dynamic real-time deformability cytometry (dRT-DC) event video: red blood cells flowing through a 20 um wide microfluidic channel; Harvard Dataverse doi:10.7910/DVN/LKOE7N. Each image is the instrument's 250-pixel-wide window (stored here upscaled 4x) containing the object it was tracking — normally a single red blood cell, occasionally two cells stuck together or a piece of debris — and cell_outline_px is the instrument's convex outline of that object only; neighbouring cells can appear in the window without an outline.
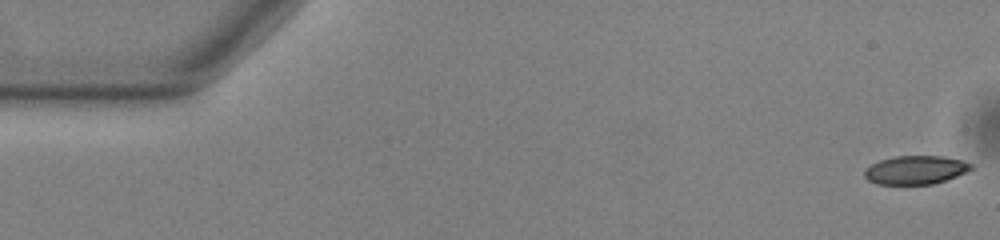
{"species": "common noctule bat (a hibernating species)", "species_latin": "Nyctalus noctula", "temperature_condition": "warm", "stored_images_in_passage": 53, "camera_frame_rate_fps": 3000, "um_per_image_px": 0.085, "animal": {"sex": "male", "body_mass_g": 13.0, "forearm_length_mm": 53.1}, "frame": {"image": 1, "passage_image": 1, "time_ms": 0.0, "image_size_px": [1000, 240], "cell_outline_px": [[972, 168], [956, 176], [932, 184], [876, 184], [868, 180], [864, 176], [864, 168], [880, 160], [896, 156], [944, 156], [960, 160], [972, 164]], "centroid_in_image_um": [77.77, 14.44], "position_along_channel_um": 7.2, "area_um2": 17.57}}
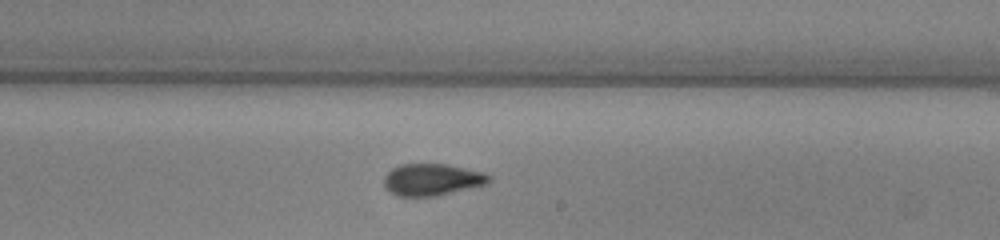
{"frame": {"image": 2, "passage_image": 31, "time_ms": 10.0, "image_size_px": [1000, 240], "cell_outline_px": [[492, 180], [488, 184], [436, 196], [396, 196], [388, 192], [384, 188], [384, 176], [392, 168], [400, 164], [448, 164], [480, 172], [492, 176]], "centroid_in_image_um": [36.7, 15.28], "position_along_channel_um": 252.3, "area_um2": 19.65}}
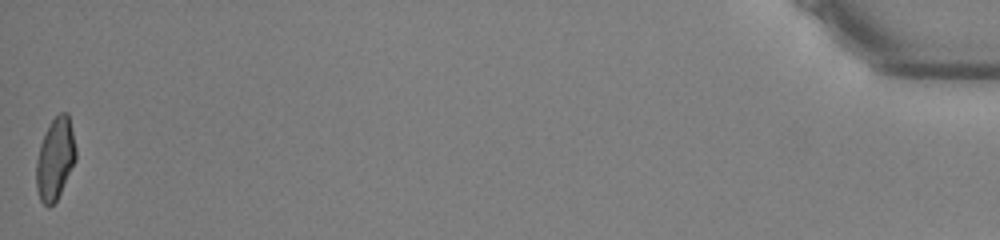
{"frame": {"image": 3, "passage_image": 53, "time_ms": 17.333, "image_size_px": [1000, 240], "cell_outline_px": [[76, 160], [56, 200], [48, 208], [40, 200], [36, 188], [36, 160], [40, 144], [52, 120], [60, 112], [68, 112], [76, 148]], "centroid_in_image_um": [4.69, 13.5], "position_along_channel_um": 430.5, "area_um2": 18.67}, "authors_computed_cell_mechanics": {"area_um2": 19.363, "velocity_mm_per_s": 3.8551, "shape_relaxation_time_tau1_ms": 8.5708, "shape_relaxation_time_tau2_ms": 1.7298, "deformation_change_tau1": 0.2163, "deformation_change_tau2": 0.0777}}